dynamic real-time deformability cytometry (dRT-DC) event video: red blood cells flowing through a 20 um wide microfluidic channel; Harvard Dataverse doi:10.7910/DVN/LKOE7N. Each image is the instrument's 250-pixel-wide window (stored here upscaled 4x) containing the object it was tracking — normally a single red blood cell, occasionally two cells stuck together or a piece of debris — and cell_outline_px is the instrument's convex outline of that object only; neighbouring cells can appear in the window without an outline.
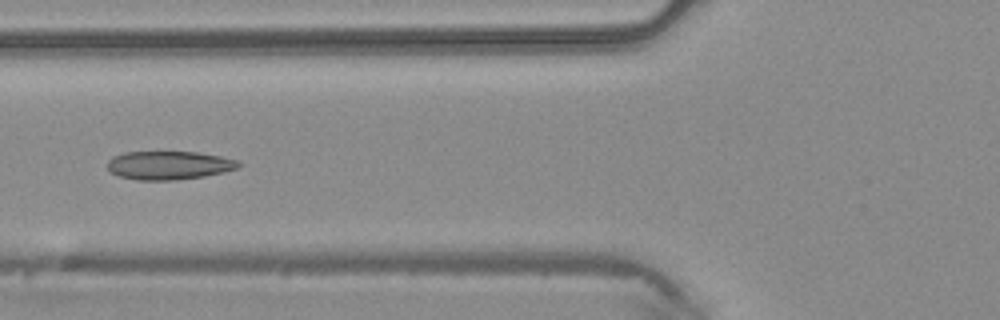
{"species": "common noctule bat (a hibernating species)", "species_latin": "Nyctalus noctula", "temperature_condition": "warm", "stored_images_in_passage": 5, "camera_frame_rate_fps": 3000, "um_per_image_px": 0.085, "animal": {"sex": "male", "body_mass_g": 20.4}, "frame": {"image": 1, "passage_image": 5, "time_ms": 1.333, "image_size_px": [1000, 320], "cell_outline_px": [[244, 164], [236, 168], [224, 172], [204, 176], [172, 180], [136, 180], [120, 176], [108, 172], [108, 160], [112, 156], [124, 152], [196, 152], [220, 156], [240, 160]], "centroid_in_image_um": [14.36, 14.04], "position_along_channel_um": 111.4, "area_um2": 21.91}}